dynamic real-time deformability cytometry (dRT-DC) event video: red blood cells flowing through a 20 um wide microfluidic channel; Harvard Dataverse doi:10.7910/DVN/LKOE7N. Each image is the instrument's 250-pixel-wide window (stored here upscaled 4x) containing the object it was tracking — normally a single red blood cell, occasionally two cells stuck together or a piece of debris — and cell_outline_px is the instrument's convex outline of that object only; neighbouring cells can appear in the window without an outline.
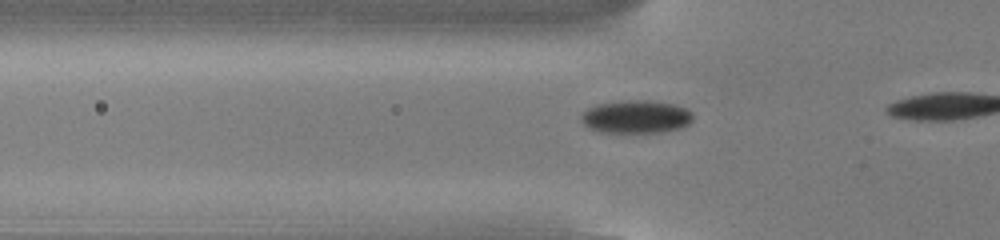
{"species": "common noctule bat (a hibernating species)", "species_latin": "Nyctalus noctula", "temperature_condition": "cold", "stored_images_in_passage": 14, "camera_frame_rate_fps": 3000, "um_per_image_px": 0.085, "animal": {"sex": "male", "body_mass_g": 13.0, "forearm_length_mm": 53.1}, "frame": {"image": 1, "passage_image": 12, "time_ms": 3.667, "image_size_px": [1000, 240], "cell_outline_px": [[692, 120], [688, 124], [680, 128], [664, 132], [596, 132], [588, 128], [580, 120], [580, 116], [588, 108], [600, 104], [628, 100], [648, 100], [676, 104], [692, 112]], "centroid_in_image_um": [54.06, 9.93], "position_along_channel_um": 71.7, "area_um2": 21.5}}